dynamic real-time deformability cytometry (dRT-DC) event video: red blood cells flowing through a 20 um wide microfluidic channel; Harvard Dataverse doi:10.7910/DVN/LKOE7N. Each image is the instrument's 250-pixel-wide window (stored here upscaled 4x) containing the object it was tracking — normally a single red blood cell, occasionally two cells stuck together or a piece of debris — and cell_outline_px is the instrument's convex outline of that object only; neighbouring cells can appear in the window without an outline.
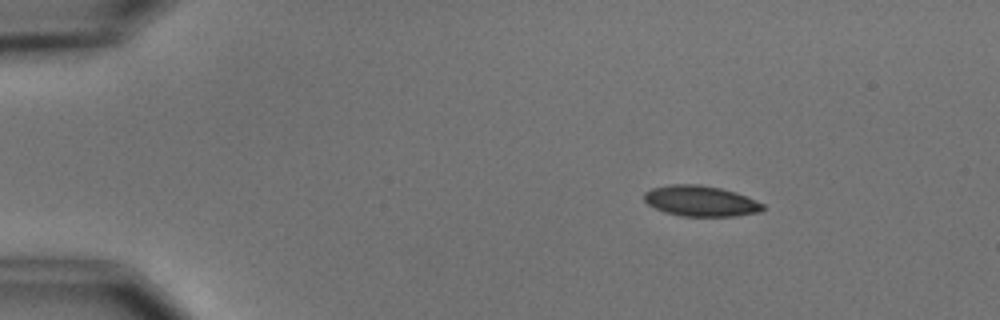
{"species": "common noctule bat (a hibernating species)", "species_latin": "Nyctalus noctula", "temperature_condition": "cold", "stored_images_in_passage": 5, "camera_frame_rate_fps": 3000, "um_per_image_px": 0.085, "animal": {"sex": "male", "body_mass_g": 15.6}, "frame": {"image": 1, "passage_image": 2, "time_ms": 1.333, "image_size_px": [1000, 320], "cell_outline_px": [[764, 208], [760, 212], [732, 216], [684, 216], [664, 212], [648, 204], [644, 200], [644, 192], [652, 188], [668, 184], [700, 184], [720, 188], [736, 192], [764, 204]], "centroid_in_image_um": [59.54, 17.07], "position_along_channel_um": 25.5, "area_um2": 21.15}}
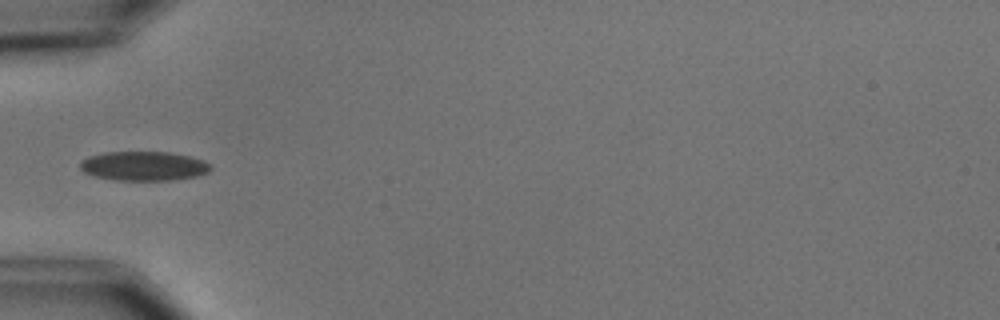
{"frame": {"image": 2, "passage_image": 5, "time_ms": 4.667, "image_size_px": [1000, 320], "cell_outline_px": [[212, 168], [208, 172], [196, 176], [172, 180], [116, 180], [96, 176], [84, 172], [80, 168], [80, 160], [88, 156], [104, 152], [168, 152], [188, 156], [204, 160], [212, 164]], "centroid_in_image_um": [12.22, 14.1], "position_along_channel_um": 72.8, "area_um2": 22.31}}